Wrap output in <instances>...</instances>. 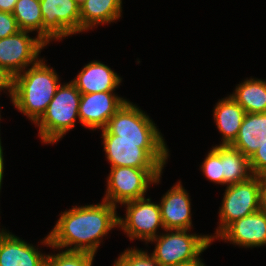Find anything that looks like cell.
I'll return each instance as SVG.
<instances>
[{"instance_id": "1", "label": "cell", "mask_w": 266, "mask_h": 266, "mask_svg": "<svg viewBox=\"0 0 266 266\" xmlns=\"http://www.w3.org/2000/svg\"><path fill=\"white\" fill-rule=\"evenodd\" d=\"M116 212V206L104 200L94 205L74 206L61 212L56 225L41 243L53 249L69 247L65 251L95 255L101 238L118 227L119 216Z\"/></svg>"}, {"instance_id": "2", "label": "cell", "mask_w": 266, "mask_h": 266, "mask_svg": "<svg viewBox=\"0 0 266 266\" xmlns=\"http://www.w3.org/2000/svg\"><path fill=\"white\" fill-rule=\"evenodd\" d=\"M60 84L55 70L39 59L28 70L16 74L8 85L13 105L35 123L45 112Z\"/></svg>"}, {"instance_id": "3", "label": "cell", "mask_w": 266, "mask_h": 266, "mask_svg": "<svg viewBox=\"0 0 266 266\" xmlns=\"http://www.w3.org/2000/svg\"><path fill=\"white\" fill-rule=\"evenodd\" d=\"M80 100L81 93L72 82L58 86L45 112L34 123L39 127L43 143H56L75 127L76 118H79Z\"/></svg>"}, {"instance_id": "4", "label": "cell", "mask_w": 266, "mask_h": 266, "mask_svg": "<svg viewBox=\"0 0 266 266\" xmlns=\"http://www.w3.org/2000/svg\"><path fill=\"white\" fill-rule=\"evenodd\" d=\"M102 138L111 167L163 168L169 156L164 141L116 140V135Z\"/></svg>"}, {"instance_id": "5", "label": "cell", "mask_w": 266, "mask_h": 266, "mask_svg": "<svg viewBox=\"0 0 266 266\" xmlns=\"http://www.w3.org/2000/svg\"><path fill=\"white\" fill-rule=\"evenodd\" d=\"M165 231L169 233L158 235L151 240V242H156L151 255L160 266H177L197 260L213 242L210 235L188 234L189 230L169 229Z\"/></svg>"}, {"instance_id": "6", "label": "cell", "mask_w": 266, "mask_h": 266, "mask_svg": "<svg viewBox=\"0 0 266 266\" xmlns=\"http://www.w3.org/2000/svg\"><path fill=\"white\" fill-rule=\"evenodd\" d=\"M163 168L111 167L104 201L117 206L144 198L149 185L158 184Z\"/></svg>"}, {"instance_id": "7", "label": "cell", "mask_w": 266, "mask_h": 266, "mask_svg": "<svg viewBox=\"0 0 266 266\" xmlns=\"http://www.w3.org/2000/svg\"><path fill=\"white\" fill-rule=\"evenodd\" d=\"M28 33L20 30L0 39V74L8 82L28 66L35 65L39 61V53L47 46L41 38H31Z\"/></svg>"}, {"instance_id": "8", "label": "cell", "mask_w": 266, "mask_h": 266, "mask_svg": "<svg viewBox=\"0 0 266 266\" xmlns=\"http://www.w3.org/2000/svg\"><path fill=\"white\" fill-rule=\"evenodd\" d=\"M260 176L253 175L248 180L226 187L219 210V227L214 241L234 221L259 211Z\"/></svg>"}, {"instance_id": "9", "label": "cell", "mask_w": 266, "mask_h": 266, "mask_svg": "<svg viewBox=\"0 0 266 266\" xmlns=\"http://www.w3.org/2000/svg\"><path fill=\"white\" fill-rule=\"evenodd\" d=\"M160 133L147 114L126 101L109 119L101 135H116V140L164 141Z\"/></svg>"}, {"instance_id": "10", "label": "cell", "mask_w": 266, "mask_h": 266, "mask_svg": "<svg viewBox=\"0 0 266 266\" xmlns=\"http://www.w3.org/2000/svg\"><path fill=\"white\" fill-rule=\"evenodd\" d=\"M42 40H61L81 32L80 7L74 0H40Z\"/></svg>"}, {"instance_id": "11", "label": "cell", "mask_w": 266, "mask_h": 266, "mask_svg": "<svg viewBox=\"0 0 266 266\" xmlns=\"http://www.w3.org/2000/svg\"><path fill=\"white\" fill-rule=\"evenodd\" d=\"M126 206V217H118V227L128 235L130 240L140 239L146 243L158 235V227L164 229L159 204L150 198H141L123 203Z\"/></svg>"}, {"instance_id": "12", "label": "cell", "mask_w": 266, "mask_h": 266, "mask_svg": "<svg viewBox=\"0 0 266 266\" xmlns=\"http://www.w3.org/2000/svg\"><path fill=\"white\" fill-rule=\"evenodd\" d=\"M114 91L81 94L79 122L88 129H104L109 119L127 101Z\"/></svg>"}, {"instance_id": "13", "label": "cell", "mask_w": 266, "mask_h": 266, "mask_svg": "<svg viewBox=\"0 0 266 266\" xmlns=\"http://www.w3.org/2000/svg\"><path fill=\"white\" fill-rule=\"evenodd\" d=\"M159 203L164 230H190L191 202L187 191L181 182H177L163 195Z\"/></svg>"}, {"instance_id": "14", "label": "cell", "mask_w": 266, "mask_h": 266, "mask_svg": "<svg viewBox=\"0 0 266 266\" xmlns=\"http://www.w3.org/2000/svg\"><path fill=\"white\" fill-rule=\"evenodd\" d=\"M217 238L249 247L266 245V214L257 211L231 223Z\"/></svg>"}, {"instance_id": "15", "label": "cell", "mask_w": 266, "mask_h": 266, "mask_svg": "<svg viewBox=\"0 0 266 266\" xmlns=\"http://www.w3.org/2000/svg\"><path fill=\"white\" fill-rule=\"evenodd\" d=\"M46 256L9 231H0V266H44Z\"/></svg>"}, {"instance_id": "16", "label": "cell", "mask_w": 266, "mask_h": 266, "mask_svg": "<svg viewBox=\"0 0 266 266\" xmlns=\"http://www.w3.org/2000/svg\"><path fill=\"white\" fill-rule=\"evenodd\" d=\"M121 81V77L110 67L100 61H92L71 82L81 94H90L115 91Z\"/></svg>"}, {"instance_id": "17", "label": "cell", "mask_w": 266, "mask_h": 266, "mask_svg": "<svg viewBox=\"0 0 266 266\" xmlns=\"http://www.w3.org/2000/svg\"><path fill=\"white\" fill-rule=\"evenodd\" d=\"M245 114L244 109L230 95L218 101L213 117L217 129L223 135L221 145H231L235 141Z\"/></svg>"}, {"instance_id": "18", "label": "cell", "mask_w": 266, "mask_h": 266, "mask_svg": "<svg viewBox=\"0 0 266 266\" xmlns=\"http://www.w3.org/2000/svg\"><path fill=\"white\" fill-rule=\"evenodd\" d=\"M266 141V112L246 113L239 133L232 147L250 158L253 153Z\"/></svg>"}, {"instance_id": "19", "label": "cell", "mask_w": 266, "mask_h": 266, "mask_svg": "<svg viewBox=\"0 0 266 266\" xmlns=\"http://www.w3.org/2000/svg\"><path fill=\"white\" fill-rule=\"evenodd\" d=\"M122 0H86L80 7L81 32L121 17Z\"/></svg>"}, {"instance_id": "20", "label": "cell", "mask_w": 266, "mask_h": 266, "mask_svg": "<svg viewBox=\"0 0 266 266\" xmlns=\"http://www.w3.org/2000/svg\"><path fill=\"white\" fill-rule=\"evenodd\" d=\"M223 185H234L253 176L249 158L231 145H221Z\"/></svg>"}, {"instance_id": "21", "label": "cell", "mask_w": 266, "mask_h": 266, "mask_svg": "<svg viewBox=\"0 0 266 266\" xmlns=\"http://www.w3.org/2000/svg\"><path fill=\"white\" fill-rule=\"evenodd\" d=\"M234 91L230 96L246 113L266 112V80L246 79Z\"/></svg>"}, {"instance_id": "22", "label": "cell", "mask_w": 266, "mask_h": 266, "mask_svg": "<svg viewBox=\"0 0 266 266\" xmlns=\"http://www.w3.org/2000/svg\"><path fill=\"white\" fill-rule=\"evenodd\" d=\"M12 14L20 30L37 31V36L42 39L43 16L40 0H18Z\"/></svg>"}, {"instance_id": "23", "label": "cell", "mask_w": 266, "mask_h": 266, "mask_svg": "<svg viewBox=\"0 0 266 266\" xmlns=\"http://www.w3.org/2000/svg\"><path fill=\"white\" fill-rule=\"evenodd\" d=\"M94 257L89 252L62 251L47 255L44 266H92Z\"/></svg>"}, {"instance_id": "24", "label": "cell", "mask_w": 266, "mask_h": 266, "mask_svg": "<svg viewBox=\"0 0 266 266\" xmlns=\"http://www.w3.org/2000/svg\"><path fill=\"white\" fill-rule=\"evenodd\" d=\"M201 170L207 179L214 183L223 185V174L221 169V144L215 146L208 152Z\"/></svg>"}, {"instance_id": "25", "label": "cell", "mask_w": 266, "mask_h": 266, "mask_svg": "<svg viewBox=\"0 0 266 266\" xmlns=\"http://www.w3.org/2000/svg\"><path fill=\"white\" fill-rule=\"evenodd\" d=\"M114 262V266H160L151 254L135 248L125 250Z\"/></svg>"}, {"instance_id": "26", "label": "cell", "mask_w": 266, "mask_h": 266, "mask_svg": "<svg viewBox=\"0 0 266 266\" xmlns=\"http://www.w3.org/2000/svg\"><path fill=\"white\" fill-rule=\"evenodd\" d=\"M250 169L253 175H266V141L249 158Z\"/></svg>"}, {"instance_id": "27", "label": "cell", "mask_w": 266, "mask_h": 266, "mask_svg": "<svg viewBox=\"0 0 266 266\" xmlns=\"http://www.w3.org/2000/svg\"><path fill=\"white\" fill-rule=\"evenodd\" d=\"M20 31L12 13L0 11V39L6 38Z\"/></svg>"}, {"instance_id": "28", "label": "cell", "mask_w": 266, "mask_h": 266, "mask_svg": "<svg viewBox=\"0 0 266 266\" xmlns=\"http://www.w3.org/2000/svg\"><path fill=\"white\" fill-rule=\"evenodd\" d=\"M259 211L266 214V177L260 176Z\"/></svg>"}, {"instance_id": "29", "label": "cell", "mask_w": 266, "mask_h": 266, "mask_svg": "<svg viewBox=\"0 0 266 266\" xmlns=\"http://www.w3.org/2000/svg\"><path fill=\"white\" fill-rule=\"evenodd\" d=\"M18 0H0V11L13 13Z\"/></svg>"}, {"instance_id": "30", "label": "cell", "mask_w": 266, "mask_h": 266, "mask_svg": "<svg viewBox=\"0 0 266 266\" xmlns=\"http://www.w3.org/2000/svg\"><path fill=\"white\" fill-rule=\"evenodd\" d=\"M3 159H4L3 158V149L1 146V139H0V190H1L2 180H3V173H4V160Z\"/></svg>"}, {"instance_id": "31", "label": "cell", "mask_w": 266, "mask_h": 266, "mask_svg": "<svg viewBox=\"0 0 266 266\" xmlns=\"http://www.w3.org/2000/svg\"><path fill=\"white\" fill-rule=\"evenodd\" d=\"M8 84V80L0 74V91L4 89L7 90L11 97V90Z\"/></svg>"}, {"instance_id": "32", "label": "cell", "mask_w": 266, "mask_h": 266, "mask_svg": "<svg viewBox=\"0 0 266 266\" xmlns=\"http://www.w3.org/2000/svg\"><path fill=\"white\" fill-rule=\"evenodd\" d=\"M177 266H205V264L201 261L200 258H198L197 260H193V261L183 263Z\"/></svg>"}, {"instance_id": "33", "label": "cell", "mask_w": 266, "mask_h": 266, "mask_svg": "<svg viewBox=\"0 0 266 266\" xmlns=\"http://www.w3.org/2000/svg\"><path fill=\"white\" fill-rule=\"evenodd\" d=\"M74 1L79 7H81L86 2V0H74Z\"/></svg>"}]
</instances>
